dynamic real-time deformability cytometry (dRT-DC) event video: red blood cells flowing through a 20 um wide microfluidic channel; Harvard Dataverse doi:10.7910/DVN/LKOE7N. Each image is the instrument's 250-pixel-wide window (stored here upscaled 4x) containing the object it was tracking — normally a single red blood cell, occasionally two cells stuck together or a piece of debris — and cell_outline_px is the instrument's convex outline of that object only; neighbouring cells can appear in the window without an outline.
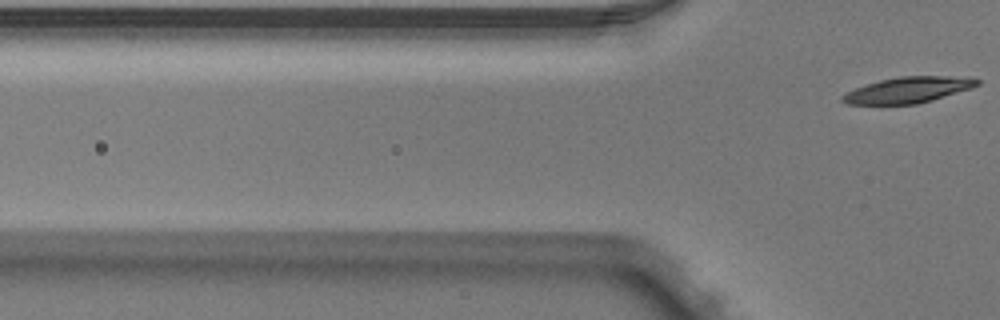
{"species": "Egyptian fruit bat (a non-hibernating species)", "species_latin": "Rousettus aegyptiacus", "temperature_condition": "warm", "stored_images_in_passage": 2, "camera_frame_rate_fps": 3000, "um_per_image_px": 0.085, "animal": {"sex": "male"}, "frame": {"image": 1, "passage_image": 2, "time_ms": 0.333, "image_size_px": [1000, 320], "cell_outline_px": [[980, 84], [972, 88], [932, 100], [916, 104], [848, 104], [840, 100], [840, 96], [856, 88], [880, 80], [900, 76], [944, 76], [980, 80]], "centroid_in_image_um": [77.16, 7.65], "position_along_channel_um": 48.6, "area_um2": 20.0}}